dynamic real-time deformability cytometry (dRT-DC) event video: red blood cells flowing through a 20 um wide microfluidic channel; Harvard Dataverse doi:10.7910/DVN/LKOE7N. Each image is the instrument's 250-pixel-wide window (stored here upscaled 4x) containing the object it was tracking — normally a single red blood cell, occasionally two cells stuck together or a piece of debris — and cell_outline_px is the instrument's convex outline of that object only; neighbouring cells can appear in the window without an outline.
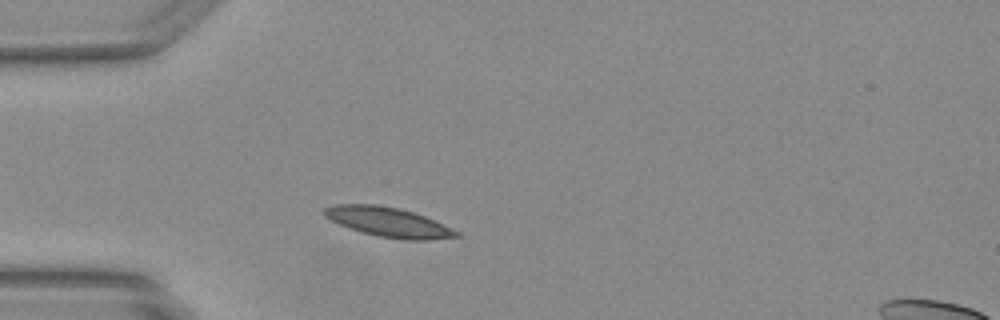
{"species": "Egyptian fruit bat (a non-hibernating species)", "species_latin": "Rousettus aegyptiacus", "temperature_condition": "warm", "stored_images_in_passage": 41, "camera_frame_rate_fps": 3000, "um_per_image_px": 0.085, "animal": {"sex": "female"}, "frame": {"image": 1, "passage_image": 7, "time_ms": 2.0, "image_size_px": [1000, 320], "cell_outline_px": [[460, 236], [428, 240], [404, 240], [376, 236], [360, 232], [348, 228], [324, 216], [324, 208], [332, 204], [376, 204], [400, 208], [424, 216], [460, 232]], "centroid_in_image_um": [32.98, 18.88], "position_along_channel_um": 52.0, "area_um2": 22.77}}
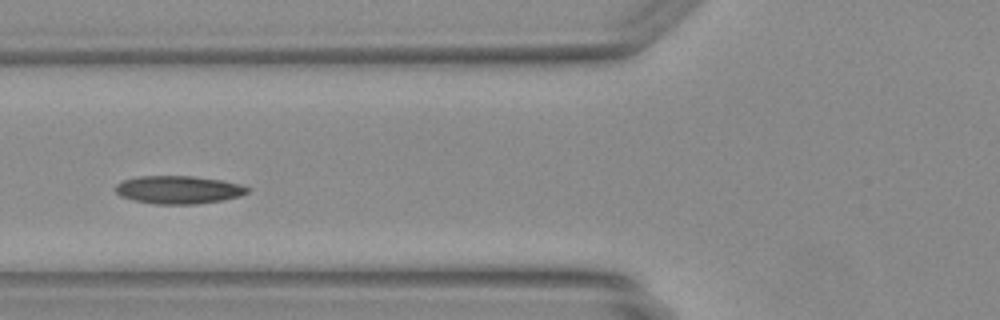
{"frame": {"image": 2, "passage_image": 12, "time_ms": 3.667, "image_size_px": [1000, 320], "cell_outline_px": [[248, 192], [240, 196], [224, 200], [196, 204], [156, 204], [132, 200], [120, 196], [116, 192], [116, 184], [124, 180], [140, 176], [192, 176], [220, 180], [240, 184], [248, 188]], "centroid_in_image_um": [15.16, 16.13], "position_along_channel_um": 110.6, "area_um2": 21.44}}